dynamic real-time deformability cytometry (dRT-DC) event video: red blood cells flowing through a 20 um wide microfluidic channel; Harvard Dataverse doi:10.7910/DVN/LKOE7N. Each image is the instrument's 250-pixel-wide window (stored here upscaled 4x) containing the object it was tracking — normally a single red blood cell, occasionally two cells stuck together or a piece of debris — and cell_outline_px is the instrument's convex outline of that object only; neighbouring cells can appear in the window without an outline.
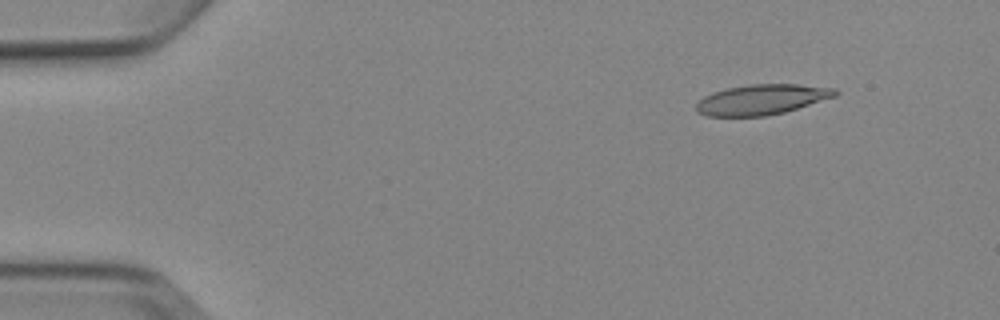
{"species": "Egyptian fruit bat (a non-hibernating species)", "species_latin": "Rousettus aegyptiacus", "temperature_condition": "cold", "stored_images_in_passage": 8, "camera_frame_rate_fps": 3000, "um_per_image_px": 0.085, "animal": {"sex": "female"}, "frame": {"image": 1, "passage_image": 2, "time_ms": 1.0, "image_size_px": [1000, 320], "cell_outline_px": [[840, 92], [836, 96], [784, 112], [764, 116], [704, 116], [696, 108], [696, 104], [704, 96], [712, 92], [728, 88], [748, 84], [796, 84], [836, 88]], "centroid_in_image_um": [64.76, 8.45], "position_along_channel_um": 20.2, "area_um2": 24.39}}
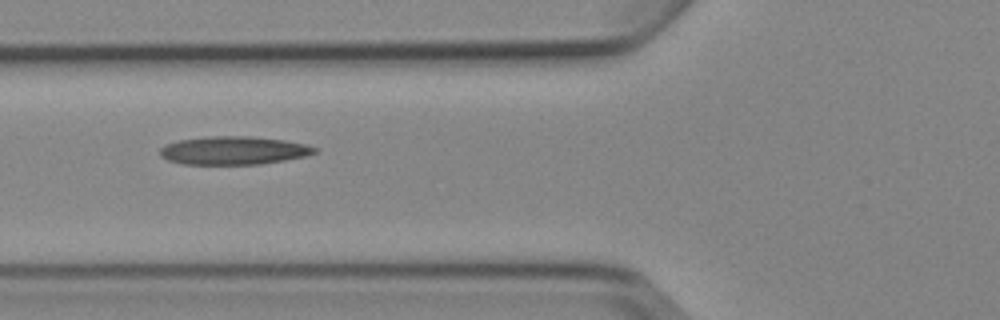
{"frame": {"image": 2, "passage_image": 6, "time_ms": 5.667, "image_size_px": [1000, 320], "cell_outline_px": [[320, 148], [316, 152], [304, 156], [284, 160], [260, 164], [184, 164], [168, 160], [160, 156], [160, 148], [164, 144], [176, 140], [212, 136], [252, 136], [284, 140], [308, 144]], "centroid_in_image_um": [19.86, 12.78], "position_along_channel_um": 105.9, "area_um2": 25.61}}
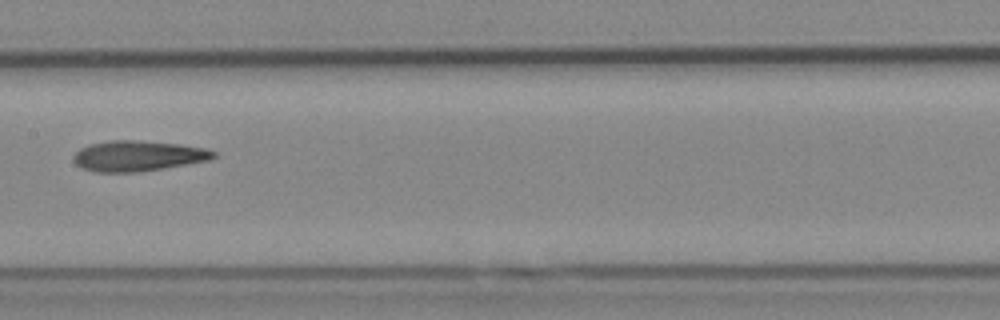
{"frame": {"image": 3, "passage_image": 8, "time_ms": 8.0, "image_size_px": [1000, 320], "cell_outline_px": [[216, 156], [208, 160], [164, 168], [136, 172], [96, 172], [80, 168], [72, 160], [72, 156], [80, 148], [88, 144], [108, 140], [140, 140], [180, 144], [208, 148], [216, 152]], "centroid_in_image_um": [11.69, 13.24], "position_along_channel_um": 195.7, "area_um2": 25.14}}